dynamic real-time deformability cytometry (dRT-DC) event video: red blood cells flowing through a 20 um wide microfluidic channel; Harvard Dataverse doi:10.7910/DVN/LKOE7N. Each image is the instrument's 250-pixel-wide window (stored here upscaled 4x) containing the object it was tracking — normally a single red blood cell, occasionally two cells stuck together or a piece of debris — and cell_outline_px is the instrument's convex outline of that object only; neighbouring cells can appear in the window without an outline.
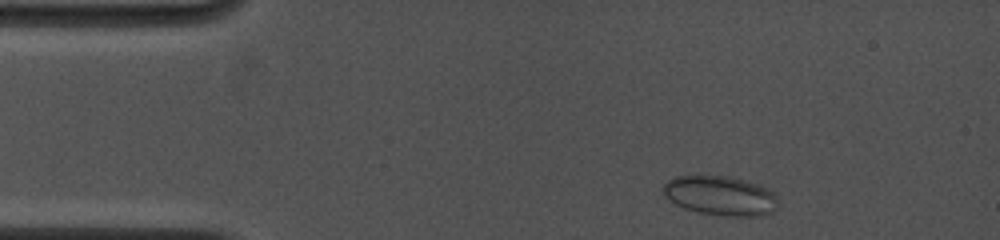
{"species": "common noctule bat (a hibernating species)", "species_latin": "Nyctalus noctula", "temperature_condition": "cold", "stored_images_in_passage": 3, "camera_frame_rate_fps": 4500, "um_per_image_px": 0.085, "animal": {"sex": "female", "body_mass_g": 19.0, "forearm_length_mm": 53.3}, "frame": {"image": 1, "passage_image": 1, "time_ms": 0.0, "image_size_px": [1000, 240], "cell_outline_px": [[780, 204], [772, 212], [760, 216], [724, 216], [696, 212], [684, 208], [676, 204], [664, 192], [664, 184], [668, 180], [676, 176], [728, 176], [744, 180], [756, 184], [772, 192], [776, 196]], "centroid_in_image_um": [61.27, 16.65], "position_along_channel_um": 23.7, "area_um2": 26.18}}